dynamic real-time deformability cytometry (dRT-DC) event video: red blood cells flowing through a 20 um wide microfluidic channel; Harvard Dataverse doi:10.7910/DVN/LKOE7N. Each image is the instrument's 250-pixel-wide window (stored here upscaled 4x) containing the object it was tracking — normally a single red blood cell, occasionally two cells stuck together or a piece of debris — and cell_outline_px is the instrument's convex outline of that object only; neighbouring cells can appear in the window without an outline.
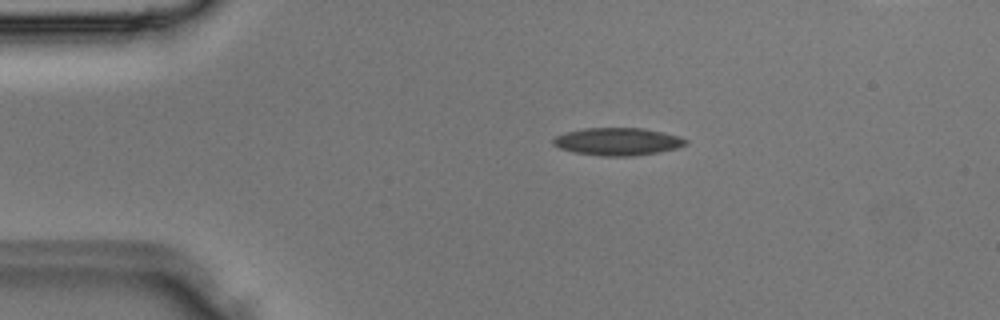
{"species": "Egyptian fruit bat (a non-hibernating species)", "species_latin": "Rousettus aegyptiacus", "temperature_condition": "room temperature", "stored_images_in_passage": 2, "camera_frame_rate_fps": 3000, "um_per_image_px": 0.085, "animal": {"sex": "male"}, "frame": {"image": 1, "passage_image": 1, "time_ms": 0.0, "image_size_px": [1000, 320], "cell_outline_px": [[688, 144], [676, 148], [660, 152], [636, 156], [600, 156], [576, 152], [560, 148], [552, 144], [552, 140], [556, 136], [564, 132], [584, 128], [644, 128], [664, 132], [680, 136], [688, 140]], "centroid_in_image_um": [52.53, 12.03], "position_along_channel_um": 32.5, "area_um2": 21.5}}